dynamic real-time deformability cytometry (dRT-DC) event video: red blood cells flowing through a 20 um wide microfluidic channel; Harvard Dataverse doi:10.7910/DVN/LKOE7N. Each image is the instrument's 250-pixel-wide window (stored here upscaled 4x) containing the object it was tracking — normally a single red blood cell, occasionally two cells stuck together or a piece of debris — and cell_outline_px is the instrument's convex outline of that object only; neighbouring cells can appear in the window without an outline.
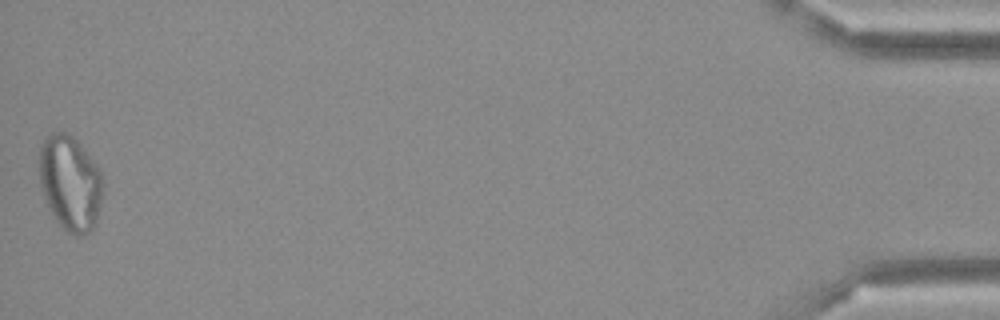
{"species": "Egyptian fruit bat (a non-hibernating species)", "species_latin": "Rousettus aegyptiacus", "temperature_condition": "cold", "stored_images_in_passage": 36, "camera_frame_rate_fps": 3000, "um_per_image_px": 0.085, "frame": {"image": 1, "passage_image": 36, "time_ms": 11.667, "image_size_px": [1000, 320], "cell_outline_px": [[104, 192], [96, 224], [92, 232], [80, 236], [72, 236], [60, 228], [48, 208], [40, 184], [40, 148], [44, 140], [52, 132], [64, 132], [72, 136], [80, 144], [100, 168], [104, 184]], "centroid_in_image_um": [6.01, 15.63], "position_along_channel_um": 429.2, "area_um2": 35.95}}